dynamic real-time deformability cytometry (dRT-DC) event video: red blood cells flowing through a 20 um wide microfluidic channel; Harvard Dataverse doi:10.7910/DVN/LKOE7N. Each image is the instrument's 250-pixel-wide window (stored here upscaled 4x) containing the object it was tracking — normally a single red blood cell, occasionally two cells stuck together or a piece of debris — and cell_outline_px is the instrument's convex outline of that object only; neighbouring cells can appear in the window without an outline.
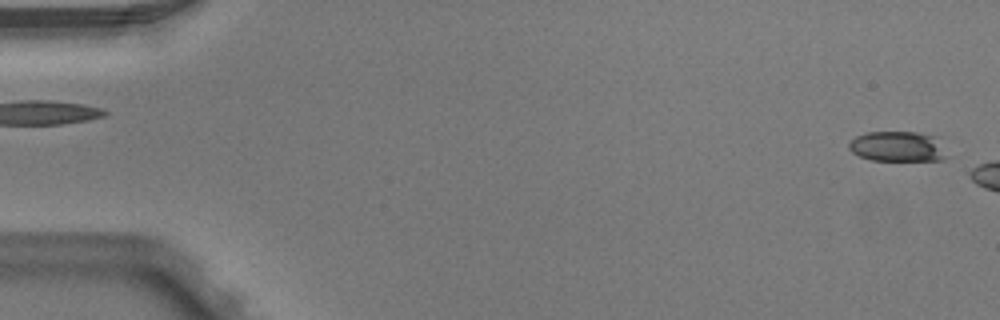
{"species": "Egyptian fruit bat (a non-hibernating species)", "species_latin": "Rousettus aegyptiacus", "temperature_condition": "warm", "stored_images_in_passage": 3, "segment_of_instrument_passage": [2, 2], "camera_frame_rate_fps": 3000, "um_per_image_px": 0.085, "animal": {"sex": "male"}, "frame": {"image": 1, "passage_image": 3, "time_ms": 0.667, "image_size_px": [1000, 320], "cell_outline_px": [[944, 160], [872, 160], [860, 156], [852, 152], [848, 148], [848, 144], [856, 136], [868, 132], [916, 132], [940, 136], [944, 156]], "centroid_in_image_um": [76.3, 12.43], "position_along_channel_um": 8.7, "area_um2": 17.22}}